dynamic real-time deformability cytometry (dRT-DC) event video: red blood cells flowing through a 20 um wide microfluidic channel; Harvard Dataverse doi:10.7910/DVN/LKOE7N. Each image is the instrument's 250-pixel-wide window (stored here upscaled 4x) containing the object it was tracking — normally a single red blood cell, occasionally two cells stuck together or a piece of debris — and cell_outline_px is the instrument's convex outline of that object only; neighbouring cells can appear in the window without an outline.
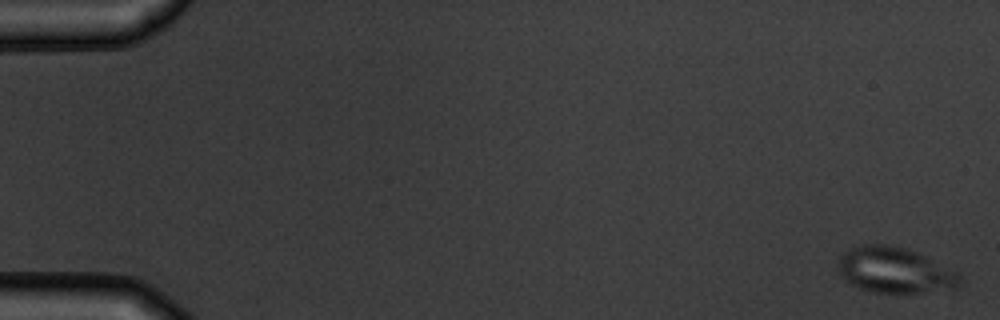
{"species": "common noctule bat (a hibernating species)", "species_latin": "Nyctalus noctula", "temperature_condition": "warm", "stored_images_in_passage": 9, "camera_frame_rate_fps": 3000, "um_per_image_px": 0.085, "animal": {"sex": "male", "body_mass_g": 19.5, "forearm_length_mm": 54.6}, "frame": {"image": 1, "passage_image": 1, "time_ms": 0.0, "image_size_px": [1000, 320], "cell_outline_px": [[960, 284], [952, 288], [920, 292], [872, 292], [860, 288], [844, 280], [840, 276], [840, 256], [848, 248], [864, 244], [884, 244], [908, 248], [960, 272]], "centroid_in_image_um": [76.05, 22.95], "position_along_channel_um": 8.9, "area_um2": 32.25}}